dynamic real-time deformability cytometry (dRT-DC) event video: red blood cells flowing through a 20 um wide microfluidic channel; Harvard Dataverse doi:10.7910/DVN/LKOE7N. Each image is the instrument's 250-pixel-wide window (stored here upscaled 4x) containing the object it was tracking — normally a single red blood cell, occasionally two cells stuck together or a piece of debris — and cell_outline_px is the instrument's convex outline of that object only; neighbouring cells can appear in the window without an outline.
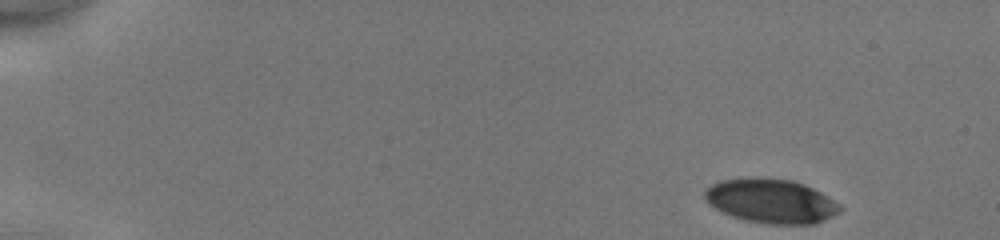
{"species": "human", "species_latin": "Homo sapiens", "temperature_condition": "cold", "stored_images_in_passage": 18, "camera_frame_rate_fps": 3000, "um_per_image_px": 0.085, "donor": {"sex": "male"}, "frame": {"image": 1, "passage_image": 1, "time_ms": 0.0, "image_size_px": [1000, 240], "cell_outline_px": [[844, 208], [840, 212], [816, 224], [768, 224], [744, 220], [732, 216], [708, 204], [704, 196], [704, 192], [712, 184], [720, 180], [756, 176], [792, 180], [804, 184], [820, 192], [840, 204]], "centroid_in_image_um": [65.55, 17.08], "position_along_channel_um": 19.5, "area_um2": 35.08}}
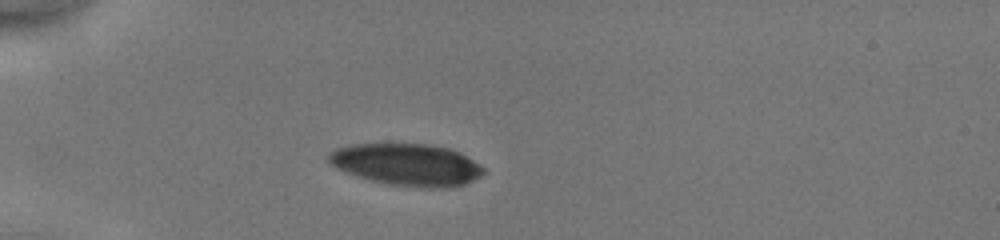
{"frame": {"image": 2, "passage_image": 11, "time_ms": 3.333, "image_size_px": [1000, 240], "cell_outline_px": [[484, 172], [480, 176], [464, 184], [452, 188], [420, 188], [388, 184], [372, 180], [344, 172], [336, 168], [328, 160], [328, 152], [336, 148], [352, 144], [428, 144], [448, 148], [460, 152], [484, 168]], "centroid_in_image_um": [34.57, 14.0], "position_along_channel_um": 50.4, "area_um2": 37.92}}
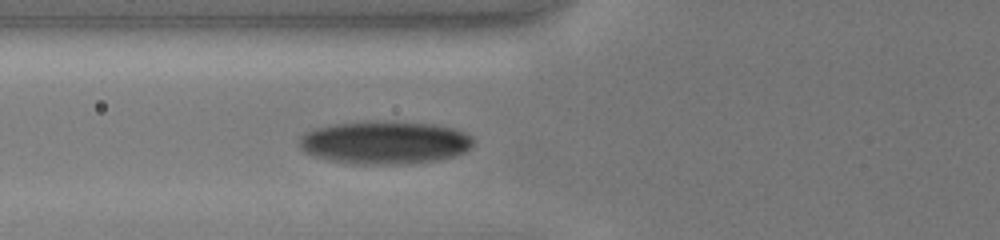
{"frame": {"image": 3, "passage_image": 16, "time_ms": 5.0, "image_size_px": [1000, 240], "cell_outline_px": [[472, 144], [464, 152], [452, 156], [436, 160], [396, 164], [360, 164], [328, 160], [304, 152], [300, 148], [300, 136], [304, 132], [316, 128], [336, 124], [432, 124], [452, 128], [464, 132], [472, 136]], "centroid_in_image_um": [32.68, 12.16], "position_along_channel_um": 93.1, "area_um2": 41.91}}